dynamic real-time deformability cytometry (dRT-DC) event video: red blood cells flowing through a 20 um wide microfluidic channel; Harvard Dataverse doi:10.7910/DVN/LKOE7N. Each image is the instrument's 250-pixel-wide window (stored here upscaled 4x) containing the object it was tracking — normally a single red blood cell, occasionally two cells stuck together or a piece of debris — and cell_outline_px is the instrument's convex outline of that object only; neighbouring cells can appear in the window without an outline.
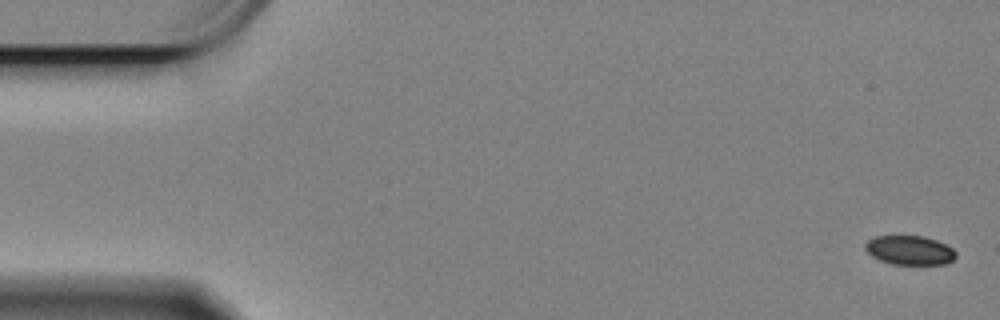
{"species": "Egyptian fruit bat (a non-hibernating species)", "species_latin": "Rousettus aegyptiacus", "temperature_condition": "cold", "stored_images_in_passage": 60, "camera_frame_rate_fps": 3000, "um_per_image_px": 0.085, "animal": {"sex": "female"}, "frame": {"image": 1, "passage_image": 1, "time_ms": 0.0, "image_size_px": [1000, 320], "cell_outline_px": [[956, 256], [952, 260], [944, 264], [892, 264], [880, 260], [872, 256], [864, 248], [864, 244], [868, 240], [876, 236], [924, 236], [936, 240], [952, 248], [956, 252]], "centroid_in_image_um": [77.3, 21.26], "position_along_channel_um": 7.7, "area_um2": 15.32}}
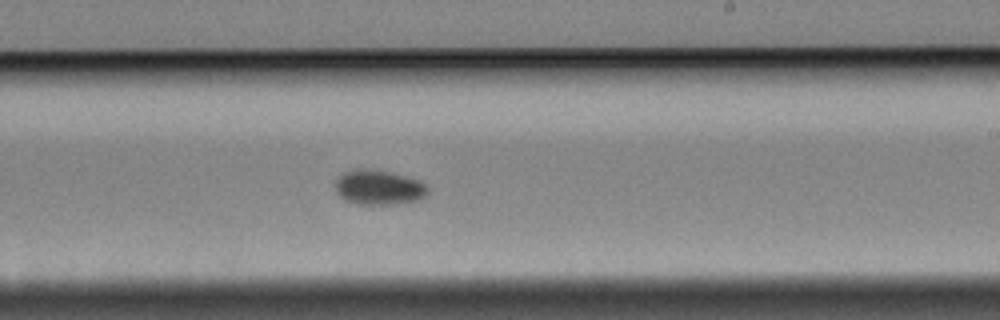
{"frame": {"image": 2, "passage_image": 35, "time_ms": 11.333, "image_size_px": [1000, 320], "cell_outline_px": [[428, 192], [420, 200], [396, 204], [356, 204], [344, 200], [336, 192], [336, 180], [344, 172], [360, 168], [388, 172], [420, 180], [428, 184]], "centroid_in_image_um": [32.22, 15.95], "position_along_channel_um": 256.8, "area_um2": 18.73}}
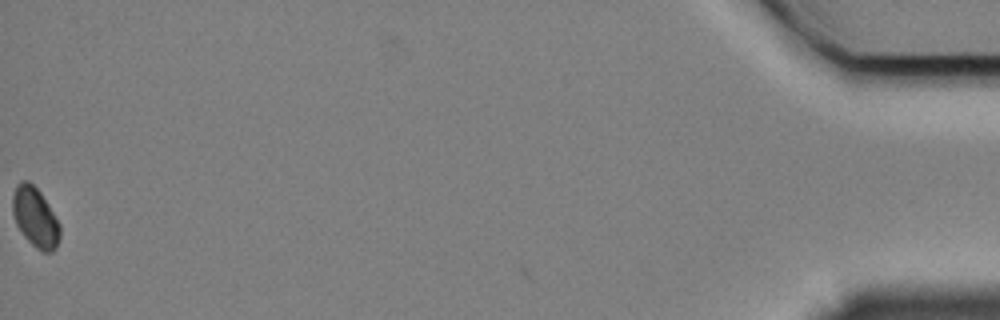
{"frame": {"image": 3, "passage_image": 60, "time_ms": 19.667, "image_size_px": [1000, 320], "cell_outline_px": [[60, 236], [56, 248], [52, 252], [44, 252], [36, 248], [24, 236], [16, 224], [12, 212], [12, 196], [20, 180], [28, 180], [40, 192], [60, 224]], "centroid_in_image_um": [2.99, 18.48], "position_along_channel_um": 432.2, "area_um2": 16.36}, "authors_computed_cell_mechanics": {"area_um2": 17.3689, "velocity_mm_per_s": 3.3075, "shape_relaxation_time_tau1_ms": 4.4274, "shape_relaxation_time_tau2_ms": 3.9313, "deformation_change_tau1": 0.0393, "deformation_change_tau2": 0.0305}}